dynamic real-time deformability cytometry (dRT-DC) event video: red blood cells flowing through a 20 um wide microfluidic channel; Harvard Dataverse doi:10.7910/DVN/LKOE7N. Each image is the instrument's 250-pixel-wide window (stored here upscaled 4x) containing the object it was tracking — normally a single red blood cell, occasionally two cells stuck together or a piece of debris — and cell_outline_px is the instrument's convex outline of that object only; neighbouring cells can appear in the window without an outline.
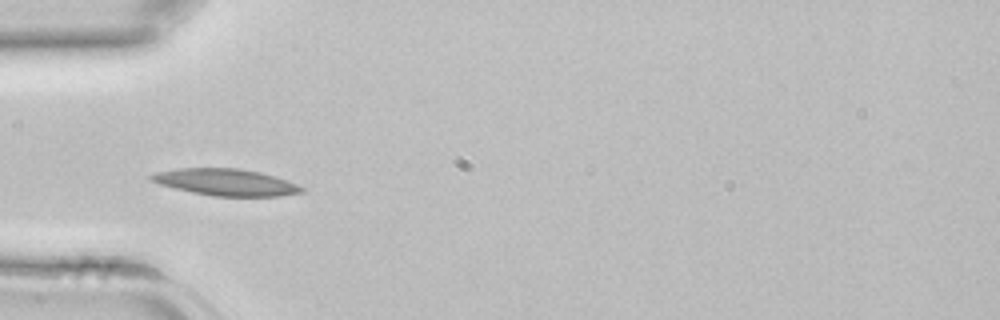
{"species": "common noctule bat (a hibernating species)", "species_latin": "Nyctalus noctula", "temperature_condition": "room temperature", "stored_images_in_passage": 41, "camera_frame_rate_fps": 3000, "um_per_image_px": 0.085, "animal": {"sex": "female", "body_mass_g": 22.7, "forearm_length_mm": 54.2}, "frame": {"image": 1, "passage_image": 12, "time_ms": 3.667, "image_size_px": [1000, 320], "cell_outline_px": [[304, 192], [280, 196], [212, 196], [192, 192], [160, 184], [148, 180], [148, 176], [156, 172], [180, 168], [240, 168], [260, 172], [296, 184], [304, 188]], "centroid_in_image_um": [19.16, 15.49], "position_along_channel_um": 65.8, "area_um2": 23.24}}